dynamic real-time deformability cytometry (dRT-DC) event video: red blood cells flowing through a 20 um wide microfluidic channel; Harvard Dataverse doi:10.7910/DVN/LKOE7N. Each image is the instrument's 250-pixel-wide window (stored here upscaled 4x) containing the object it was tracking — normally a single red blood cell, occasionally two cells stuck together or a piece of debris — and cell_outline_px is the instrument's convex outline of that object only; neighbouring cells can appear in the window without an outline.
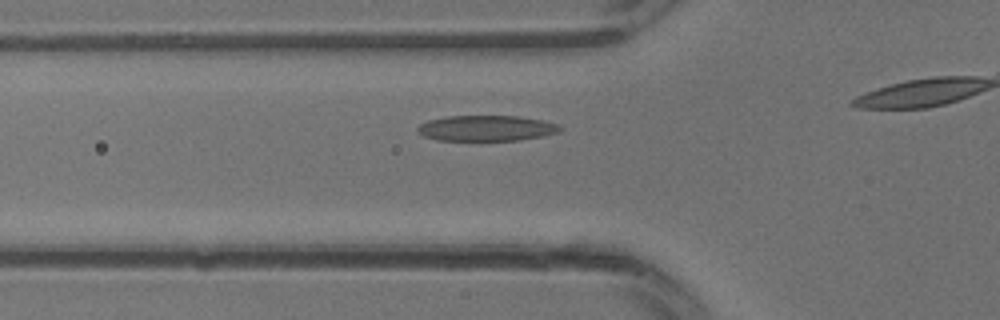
{"species": "common noctule bat (a hibernating species)", "species_latin": "Nyctalus noctula", "temperature_condition": "warm", "stored_images_in_passage": 7, "camera_frame_rate_fps": 3000, "um_per_image_px": 0.085, "animal": {"sex": "male", "body_mass_g": 13.3}, "frame": {"image": 1, "passage_image": 4, "time_ms": 1.0, "image_size_px": [1000, 320], "cell_outline_px": [[564, 128], [560, 132], [520, 140], [436, 140], [424, 136], [416, 132], [416, 128], [420, 124], [428, 120], [448, 116], [520, 116], [540, 120], [556, 124]], "centroid_in_image_um": [41.31, 10.89], "position_along_channel_um": 84.5, "area_um2": 21.21}}
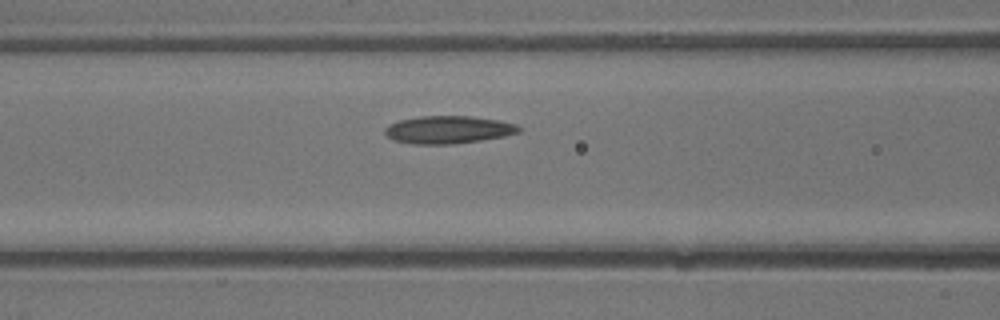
{"frame": {"image": 2, "passage_image": 6, "time_ms": 1.667, "image_size_px": [1000, 320], "cell_outline_px": [[520, 132], [504, 136], [456, 144], [412, 144], [392, 140], [384, 132], [384, 128], [388, 124], [400, 120], [420, 116], [472, 116], [500, 120], [516, 124], [520, 128]], "centroid_in_image_um": [38.08, 11.02], "position_along_channel_um": 128.5, "area_um2": 21.73}}